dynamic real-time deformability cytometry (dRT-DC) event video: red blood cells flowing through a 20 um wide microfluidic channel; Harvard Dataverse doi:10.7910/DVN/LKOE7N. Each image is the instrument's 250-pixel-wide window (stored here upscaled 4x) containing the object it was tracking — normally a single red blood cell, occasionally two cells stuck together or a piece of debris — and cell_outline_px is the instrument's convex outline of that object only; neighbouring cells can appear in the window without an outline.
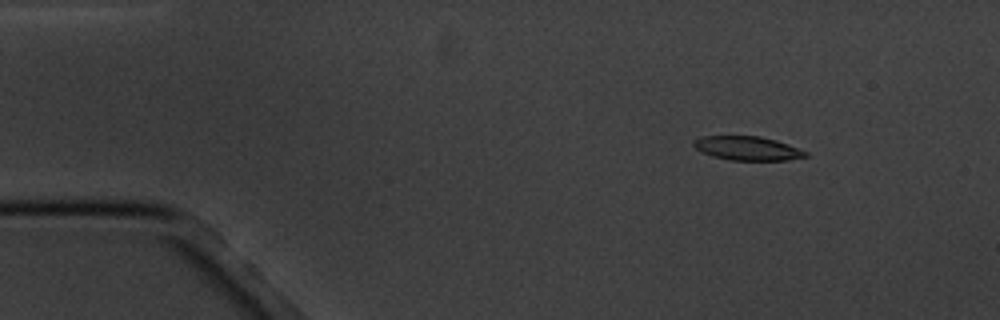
{"species": "common noctule bat (a hibernating species)", "species_latin": "Nyctalus noctula", "temperature_condition": "cold", "stored_images_in_passage": 15, "camera_frame_rate_fps": 3000, "um_per_image_px": 0.085, "animal": {"sex": "male", "body_mass_g": 20.1, "forearm_length_mm": 53.5}, "frame": {"image": 1, "passage_image": 1, "time_ms": 0.0, "image_size_px": [1000, 320], "cell_outline_px": [[808, 156], [788, 160], [728, 160], [712, 156], [696, 148], [692, 144], [700, 136], [760, 136], [776, 140], [788, 144], [808, 152]], "centroid_in_image_um": [63.56, 12.61], "position_along_channel_um": 21.4, "area_um2": 15.55}}
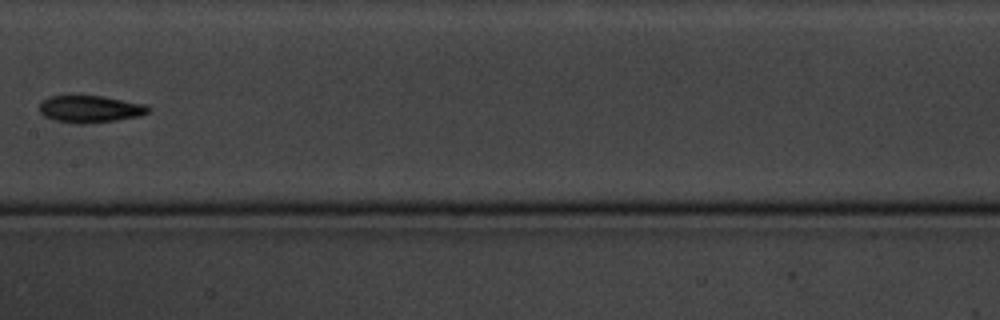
{"frame": {"image": 2, "passage_image": 7, "time_ms": 7.333, "image_size_px": [1000, 320], "cell_outline_px": [[152, 108], [148, 112], [140, 116], [116, 120], [84, 124], [80, 124], [52, 120], [44, 116], [40, 112], [40, 104], [48, 96], [104, 96], [148, 104]], "centroid_in_image_um": [7.7, 9.27], "position_along_channel_um": 199.7, "area_um2": 17.34}}
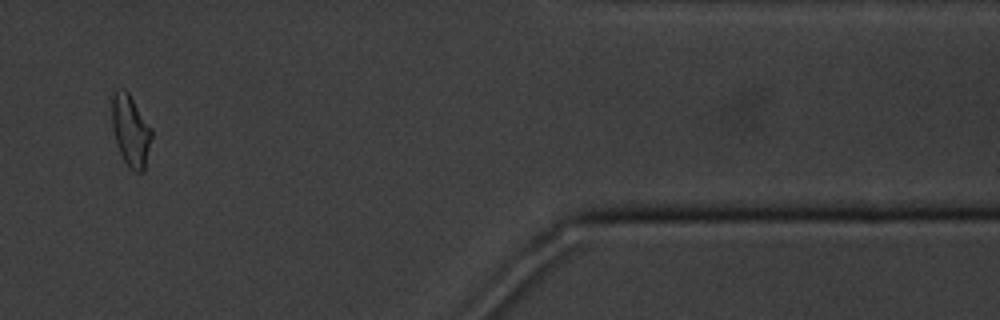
{"frame": {"image": 3, "passage_image": 13, "time_ms": 14.333, "image_size_px": [1000, 320], "cell_outline_px": [[152, 136], [144, 172], [136, 172], [128, 168], [116, 144], [112, 128], [112, 96], [116, 88], [124, 88], [128, 92], [152, 128]], "centroid_in_image_um": [11.1, 11.1], "position_along_channel_um": 400.3, "area_um2": 16.7}, "authors_computed_cell_mechanics": {"area_um2": 16.7042, "velocity_mm_per_s": 3.4409, "shape_relaxation_time_tau1_ms": 8.4342, "shape_relaxation_time_tau2_ms": null, "deformation_change_tau1": 0.2, "deformation_change_tau2": null}}